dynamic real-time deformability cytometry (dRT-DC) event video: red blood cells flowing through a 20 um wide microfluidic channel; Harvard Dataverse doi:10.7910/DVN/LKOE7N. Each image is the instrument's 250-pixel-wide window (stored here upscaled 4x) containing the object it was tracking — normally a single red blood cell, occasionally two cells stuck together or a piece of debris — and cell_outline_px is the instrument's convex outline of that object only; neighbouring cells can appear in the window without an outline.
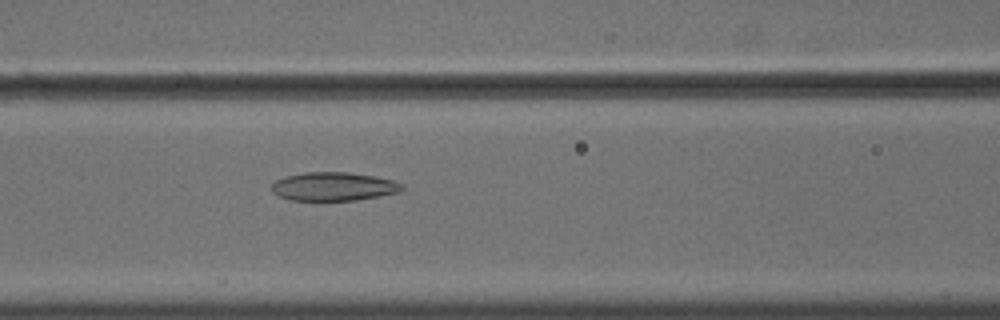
{"species": "common noctule bat (a hibernating species)", "species_latin": "Nyctalus noctula", "temperature_condition": "cold", "stored_images_in_passage": 56, "camera_frame_rate_fps": 3000, "um_per_image_px": 0.085, "animal": {"sex": "male", "body_mass_g": 18.8}, "frame": {"image": 1, "passage_image": 25, "time_ms": 8.0, "image_size_px": [1000, 320], "cell_outline_px": [[404, 188], [400, 192], [380, 196], [356, 200], [288, 200], [272, 192], [272, 184], [276, 180], [284, 176], [304, 172], [348, 172], [376, 176], [392, 180], [404, 184]], "centroid_in_image_um": [28.37, 15.84], "position_along_channel_um": 138.2, "area_um2": 21.85}}
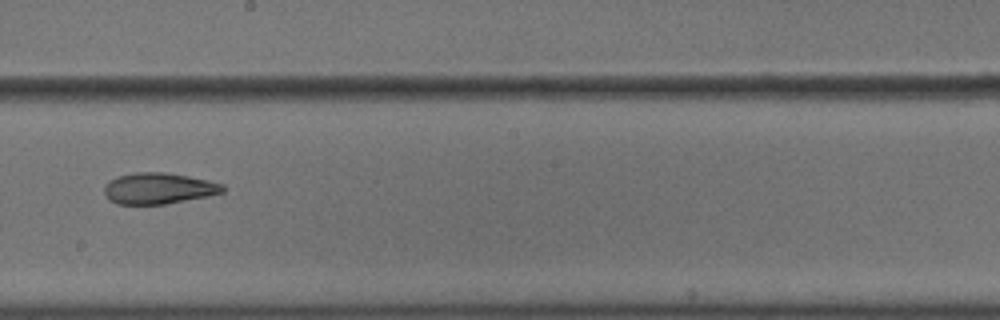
{"frame": {"image": 2, "passage_image": 33, "time_ms": 10.667, "image_size_px": [1000, 320], "cell_outline_px": [[224, 192], [208, 196], [164, 204], [116, 204], [108, 200], [104, 192], [104, 184], [116, 176], [136, 172], [164, 172], [188, 176], [208, 180], [224, 184]], "centroid_in_image_um": [13.45, 16.01], "position_along_channel_um": 234.8, "area_um2": 21.62}}
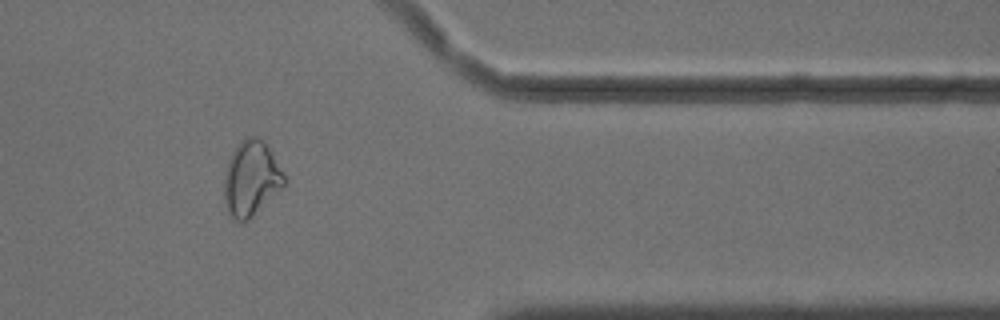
{"frame": {"image": 3, "passage_image": 47, "time_ms": 15.333, "image_size_px": [1000, 320], "cell_outline_px": [[284, 188], [248, 220], [232, 220], [228, 212], [224, 200], [224, 176], [228, 160], [236, 144], [244, 136], [256, 136], [264, 140], [284, 172]], "centroid_in_image_um": [21.35, 15.15], "position_along_channel_um": 390.1, "area_um2": 26.65}, "authors_computed_cell_mechanics": {"area_um2": 26.5302, "velocity_mm_per_s": 3.6176, "shape_relaxation_time_tau1_ms": null, "shape_relaxation_time_tau2_ms": 3.9293, "deformation_change_tau1": null, "deformation_change_tau2": 0.117}}